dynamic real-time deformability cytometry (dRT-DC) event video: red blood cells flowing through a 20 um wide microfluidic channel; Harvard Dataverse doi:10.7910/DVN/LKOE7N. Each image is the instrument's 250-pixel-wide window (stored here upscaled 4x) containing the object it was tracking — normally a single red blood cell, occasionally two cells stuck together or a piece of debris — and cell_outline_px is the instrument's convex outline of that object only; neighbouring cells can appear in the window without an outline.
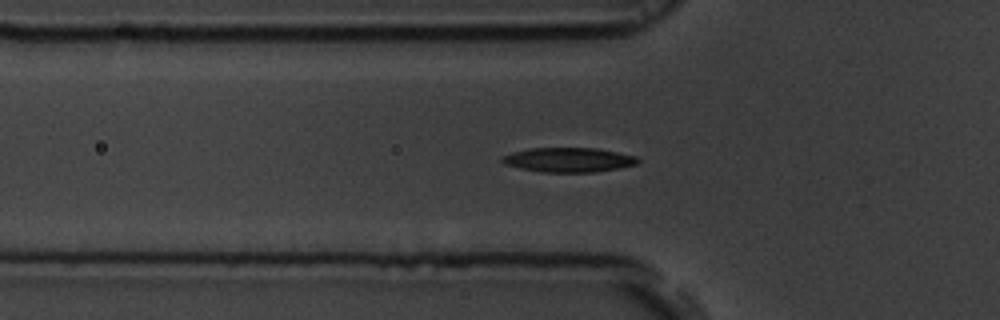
{"species": "common noctule bat (a hibernating species)", "species_latin": "Nyctalus noctula", "temperature_condition": "room temperature", "stored_images_in_passage": 45, "camera_frame_rate_fps": 3000, "um_per_image_px": 0.085, "animal": {"sex": "male", "body_mass_g": 19.5, "forearm_length_mm": 54.6}, "frame": {"image": 1, "passage_image": 9, "time_ms": 2.667, "image_size_px": [1000, 320], "cell_outline_px": [[640, 160], [636, 164], [620, 168], [596, 172], [544, 172], [520, 168], [504, 164], [500, 160], [500, 156], [512, 152], [532, 148], [596, 148], [636, 156]], "centroid_in_image_um": [48.31, 13.59], "position_along_channel_um": 77.5, "area_um2": 19.36}}
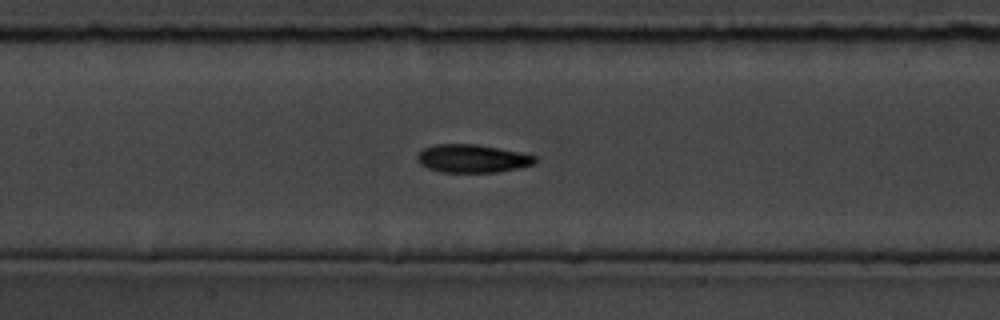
{"frame": {"image": 2, "passage_image": 16, "time_ms": 5.0, "image_size_px": [1000, 320], "cell_outline_px": [[536, 164], [496, 172], [440, 172], [428, 168], [420, 164], [416, 160], [416, 156], [424, 148], [436, 144], [476, 144], [536, 156]], "centroid_in_image_um": [40.1, 13.48], "position_along_channel_um": 167.3, "area_um2": 19.07}}
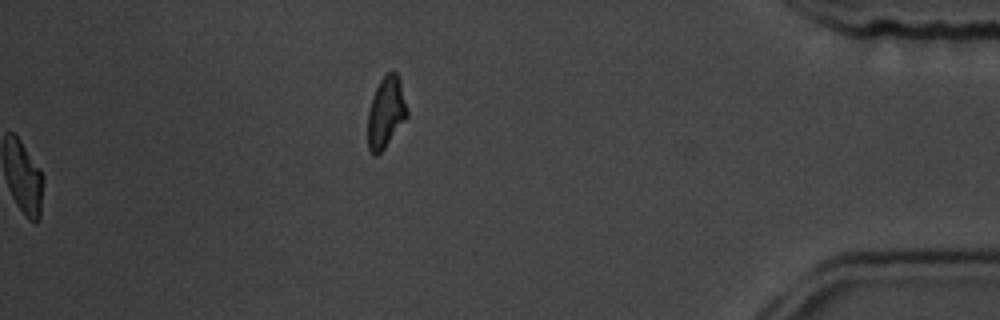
{"frame": {"image": 3, "passage_image": 45, "time_ms": 14.667, "image_size_px": [1000, 320], "cell_outline_px": [[408, 116], [384, 148], [376, 156], [372, 156], [368, 152], [368, 112], [372, 96], [380, 80], [388, 72], [396, 72], [400, 80], [408, 108]], "centroid_in_image_um": [32.8, 9.57], "position_along_channel_um": 402.4, "area_um2": 16.36}, "authors_computed_cell_mechanics": {"area_um2": 19.0162, "velocity_mm_per_s": 3.8261, "shape_relaxation_time_tau1_ms": 2.972, "shape_relaxation_time_tau2_ms": 4.3376, "deformation_change_tau1": 0.139, "deformation_change_tau2": 0.116}}